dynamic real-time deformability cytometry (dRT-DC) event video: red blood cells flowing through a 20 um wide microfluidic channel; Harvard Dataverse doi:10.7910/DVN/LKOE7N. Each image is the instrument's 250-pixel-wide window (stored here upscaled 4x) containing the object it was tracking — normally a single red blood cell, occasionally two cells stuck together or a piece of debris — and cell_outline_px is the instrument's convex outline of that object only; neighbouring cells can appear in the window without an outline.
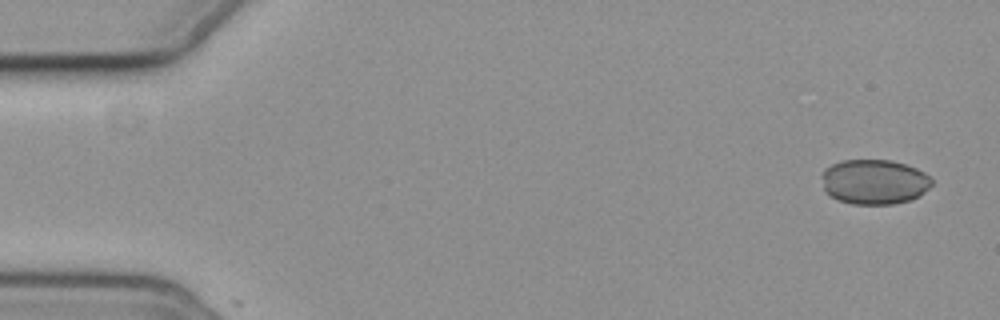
{"species": "common noctule bat (a hibernating species)", "species_latin": "Nyctalus noctula", "temperature_condition": "cold", "stored_images_in_passage": 6, "segment_of_instrument_passage": [1, 2], "camera_frame_rate_fps": 3000, "um_per_image_px": 0.085, "animal": {"sex": "female", "body_mass_g": 19.3, "forearm_length_mm": 54.1}, "frame": {"image": 1, "passage_image": 1, "time_ms": 0.0, "image_size_px": [1000, 320], "cell_outline_px": [[932, 184], [920, 196], [896, 204], [852, 204], [840, 200], [832, 196], [824, 188], [820, 176], [824, 168], [840, 160], [892, 160], [908, 164], [924, 172], [932, 180]], "centroid_in_image_um": [74.31, 15.44], "position_along_channel_um": 10.7, "area_um2": 28.96}}